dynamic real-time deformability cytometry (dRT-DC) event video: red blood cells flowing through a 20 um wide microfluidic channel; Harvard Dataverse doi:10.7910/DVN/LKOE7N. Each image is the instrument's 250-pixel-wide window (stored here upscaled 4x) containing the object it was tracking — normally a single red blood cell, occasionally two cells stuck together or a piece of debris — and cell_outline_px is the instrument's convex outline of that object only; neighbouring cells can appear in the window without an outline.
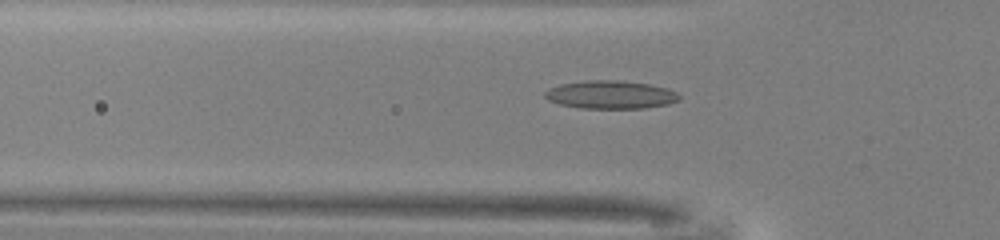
{"species": "common noctule bat (a hibernating species)", "species_latin": "Nyctalus noctula", "temperature_condition": "warm", "stored_images_in_passage": 43, "camera_frame_rate_fps": 3000, "um_per_image_px": 0.085, "animal": {"sex": "male", "body_mass_g": 13.0, "forearm_length_mm": 53.1}, "frame": {"image": 1, "passage_image": 15, "time_ms": 4.667, "image_size_px": [1000, 240], "cell_outline_px": [[680, 100], [668, 104], [644, 108], [580, 108], [560, 104], [548, 100], [544, 96], [544, 92], [560, 84], [588, 80], [620, 80], [648, 84], [668, 88], [676, 92], [680, 96]], "centroid_in_image_um": [51.92, 8.05], "position_along_channel_um": 73.9, "area_um2": 21.96}}
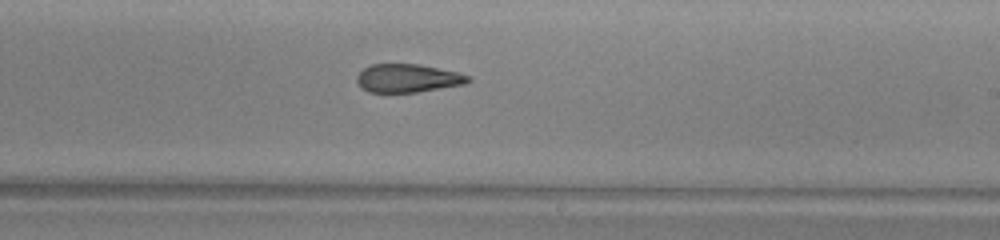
{"frame": {"image": 2, "passage_image": 28, "time_ms": 9.0, "image_size_px": [1000, 240], "cell_outline_px": [[472, 80], [464, 84], [416, 92], [368, 92], [360, 88], [356, 80], [356, 76], [364, 68], [372, 64], [416, 64], [460, 72], [472, 76]], "centroid_in_image_um": [34.66, 6.65], "position_along_channel_um": 254.3, "area_um2": 18.44}}
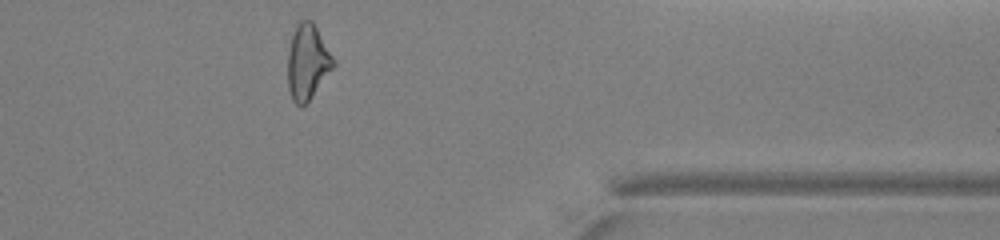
{"frame": {"image": 3, "passage_image": 39, "time_ms": 12.667, "image_size_px": [1000, 240], "cell_outline_px": [[336, 64], [312, 96], [300, 108], [292, 100], [288, 88], [288, 52], [292, 36], [296, 24], [300, 20], [312, 20], [336, 60]], "centroid_in_image_um": [26.15, 5.26], "position_along_channel_um": 385.3, "area_um2": 20.0}, "authors_computed_cell_mechanics": {"area_um2": 19.8832, "velocity_mm_per_s": 4.1617, "shape_relaxation_time_tau1_ms": null, "shape_relaxation_time_tau2_ms": 2.0591, "deformation_change_tau1": null, "deformation_change_tau2": 0.1108}}